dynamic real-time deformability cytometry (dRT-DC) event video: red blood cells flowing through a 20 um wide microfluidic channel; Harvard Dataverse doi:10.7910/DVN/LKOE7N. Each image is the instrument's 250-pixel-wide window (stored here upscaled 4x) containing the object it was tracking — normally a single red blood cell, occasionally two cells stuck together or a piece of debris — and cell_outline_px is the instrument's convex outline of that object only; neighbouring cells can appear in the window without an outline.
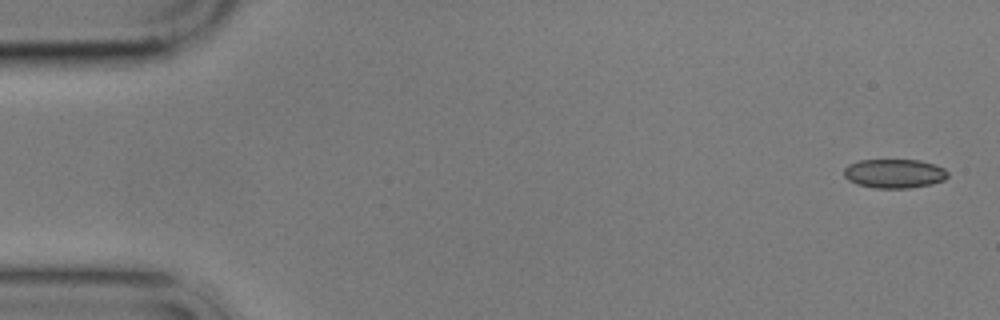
{"species": "common noctule bat (a hibernating species)", "species_latin": "Nyctalus noctula", "temperature_condition": "cold", "stored_images_in_passage": 4, "camera_frame_rate_fps": 3000, "um_per_image_px": 0.085, "animal": {"sex": "male", "body_mass_g": 17.9}, "frame": {"image": 1, "passage_image": 1, "time_ms": 0.0, "image_size_px": [1000, 320], "cell_outline_px": [[948, 176], [944, 180], [932, 184], [908, 188], [876, 188], [856, 184], [848, 180], [844, 176], [844, 168], [848, 164], [860, 160], [920, 160], [944, 168], [948, 172]], "centroid_in_image_um": [76.0, 14.75], "position_along_channel_um": 9.0, "area_um2": 17.63}}
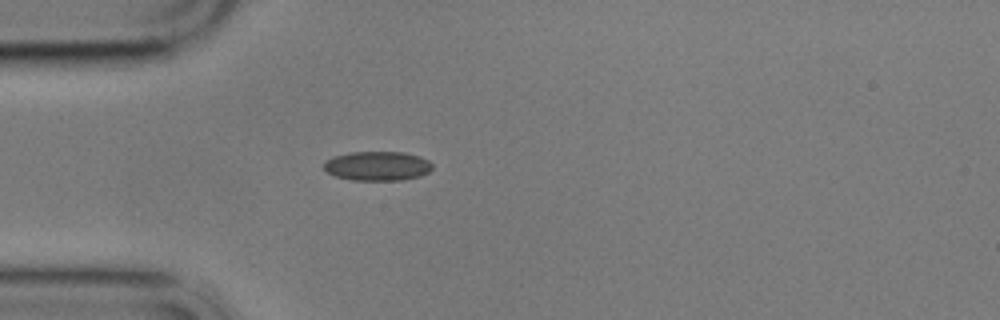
{"frame": {"image": 2, "passage_image": 4, "time_ms": 4.667, "image_size_px": [1000, 320], "cell_outline_px": [[432, 168], [428, 172], [420, 176], [400, 180], [352, 180], [336, 176], [328, 172], [324, 168], [324, 160], [332, 156], [348, 152], [404, 152], [420, 156], [428, 160], [432, 164]], "centroid_in_image_um": [32.06, 14.09], "position_along_channel_um": 52.9, "area_um2": 18.61}}